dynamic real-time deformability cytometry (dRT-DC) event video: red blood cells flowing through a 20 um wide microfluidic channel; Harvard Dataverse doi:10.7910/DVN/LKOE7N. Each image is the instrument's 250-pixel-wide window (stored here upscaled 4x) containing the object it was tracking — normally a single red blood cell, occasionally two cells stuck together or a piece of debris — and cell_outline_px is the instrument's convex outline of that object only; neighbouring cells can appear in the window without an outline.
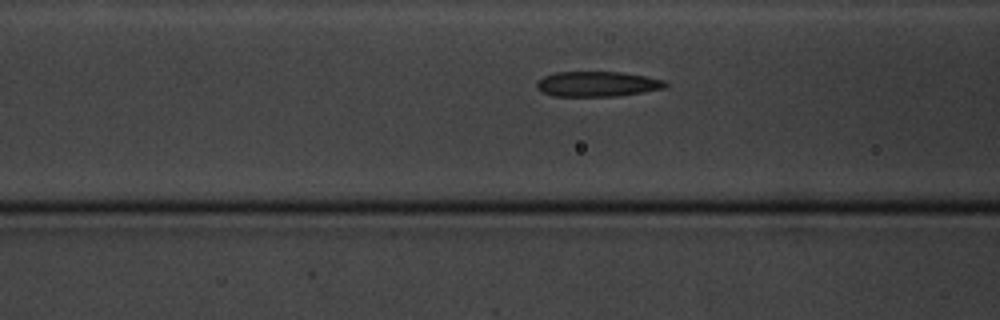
{"species": "common noctule bat (a hibernating species)", "species_latin": "Nyctalus noctula", "temperature_condition": "cold", "stored_images_in_passage": 7, "camera_frame_rate_fps": 3000, "um_per_image_px": 0.085, "animal": {"sex": "male", "body_mass_g": 20.1, "forearm_length_mm": 53.5}, "frame": {"image": 1, "passage_image": 5, "time_ms": 6.333, "image_size_px": [1000, 320], "cell_outline_px": [[668, 84], [664, 88], [644, 92], [616, 96], [552, 96], [536, 88], [536, 84], [544, 76], [556, 72], [620, 72], [644, 76], [664, 80]], "centroid_in_image_um": [50.77, 7.14], "position_along_channel_um": 115.8, "area_um2": 18.73}}
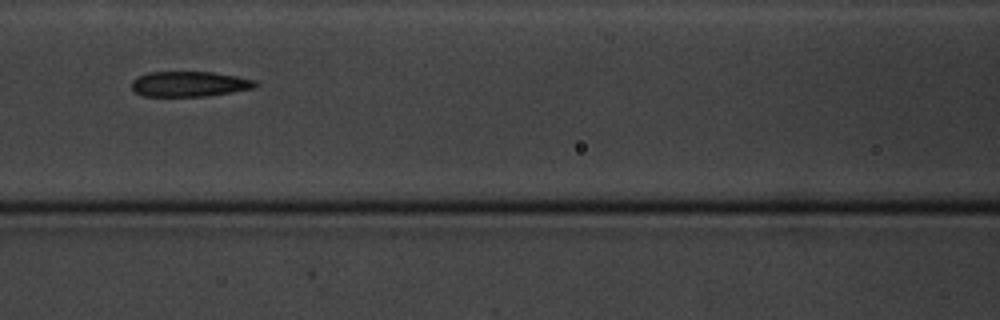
{"frame": {"image": 2, "passage_image": 6, "time_ms": 7.333, "image_size_px": [1000, 320], "cell_outline_px": [[260, 84], [256, 88], [232, 92], [204, 96], [140, 96], [132, 88], [132, 80], [148, 72], [212, 72], [236, 76], [256, 80]], "centroid_in_image_um": [16.14, 7.14], "position_along_channel_um": 150.5, "area_um2": 18.26}}
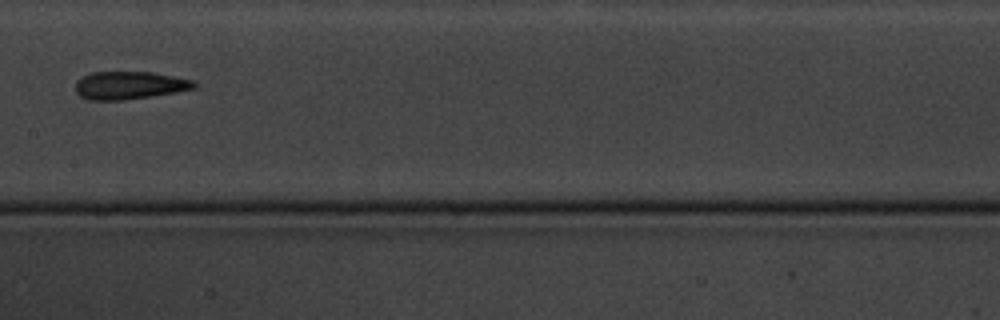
{"frame": {"image": 3, "passage_image": 7, "time_ms": 8.667, "image_size_px": [1000, 320], "cell_outline_px": [[196, 88], [176, 92], [124, 100], [88, 100], [80, 96], [76, 92], [76, 80], [92, 72], [152, 72], [196, 80]], "centroid_in_image_um": [11.02, 7.25], "position_along_channel_um": 196.4, "area_um2": 19.31}}